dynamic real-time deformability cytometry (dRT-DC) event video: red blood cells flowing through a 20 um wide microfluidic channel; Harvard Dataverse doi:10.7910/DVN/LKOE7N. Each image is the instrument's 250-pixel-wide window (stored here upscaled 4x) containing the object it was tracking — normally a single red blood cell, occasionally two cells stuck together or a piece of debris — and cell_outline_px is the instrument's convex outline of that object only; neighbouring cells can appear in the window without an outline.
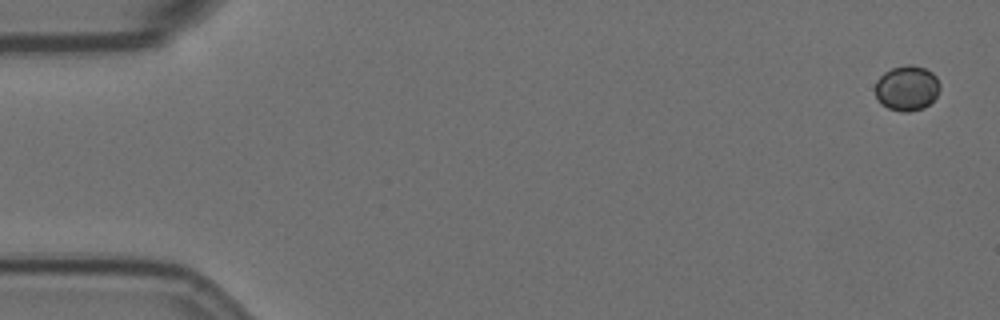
{"species": "Egyptian fruit bat (a non-hibernating species)", "species_latin": "Rousettus aegyptiacus", "temperature_condition": "room temperature", "stored_images_in_passage": 13, "camera_frame_rate_fps": 3000, "um_per_image_px": 0.085, "animal": {"sex": "female"}, "frame": {"image": 1, "passage_image": 1, "time_ms": 0.0, "image_size_px": [1000, 320], "cell_outline_px": [[940, 88], [936, 96], [924, 108], [908, 112], [900, 112], [888, 108], [880, 104], [876, 96], [876, 80], [884, 72], [892, 68], [908, 64], [912, 64], [924, 68], [932, 72], [936, 76], [940, 84]], "centroid_in_image_um": [77.08, 7.49], "position_along_channel_um": 7.9, "area_um2": 17.11}}